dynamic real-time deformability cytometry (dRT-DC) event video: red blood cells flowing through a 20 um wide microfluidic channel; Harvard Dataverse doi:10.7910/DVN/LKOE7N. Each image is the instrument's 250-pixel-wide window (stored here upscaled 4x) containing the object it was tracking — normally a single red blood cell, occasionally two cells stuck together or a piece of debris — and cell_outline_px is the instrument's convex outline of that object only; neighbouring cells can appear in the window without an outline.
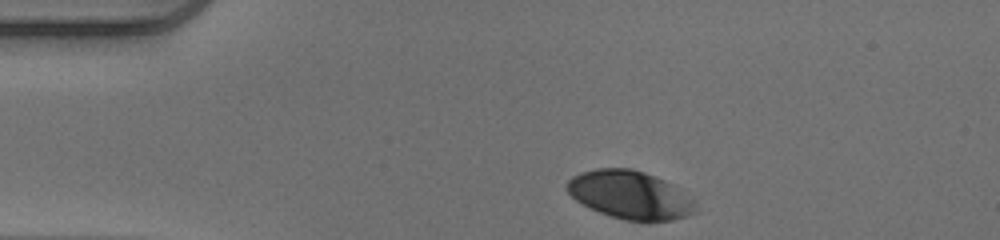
{"species": "human", "species_latin": "Homo sapiens", "temperature_condition": "warm", "stored_images_in_passage": 33, "camera_frame_rate_fps": 3000, "um_per_image_px": 0.085, "donor": {"sex": "male"}, "frame": {"image": 1, "passage_image": 1, "time_ms": 0.0, "image_size_px": [1000, 240], "cell_outline_px": [[696, 212], [688, 216], [672, 220], [624, 220], [600, 212], [576, 200], [568, 192], [564, 184], [572, 176], [580, 172], [596, 168], [632, 168], [656, 176], [672, 184], [696, 200]], "centroid_in_image_um": [53.57, 16.55], "position_along_channel_um": 31.4, "area_um2": 36.07}}
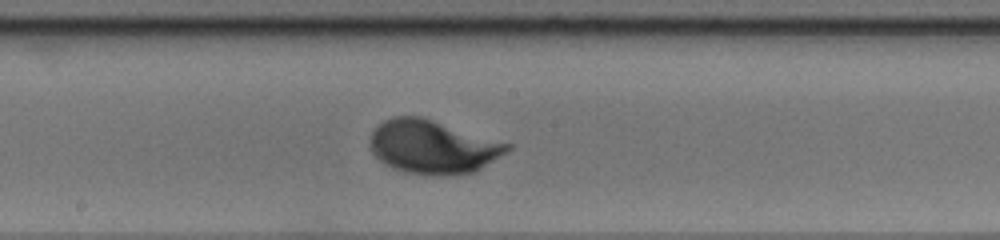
{"frame": {"image": 2, "passage_image": 19, "time_ms": 6.0, "image_size_px": [1000, 240], "cell_outline_px": [[512, 148], [476, 172], [444, 176], [440, 176], [404, 172], [392, 168], [384, 164], [372, 152], [368, 144], [372, 132], [384, 120], [392, 116], [420, 116], [512, 144]], "centroid_in_image_um": [36.78, 12.49], "position_along_channel_um": 211.4, "area_um2": 42.89}}
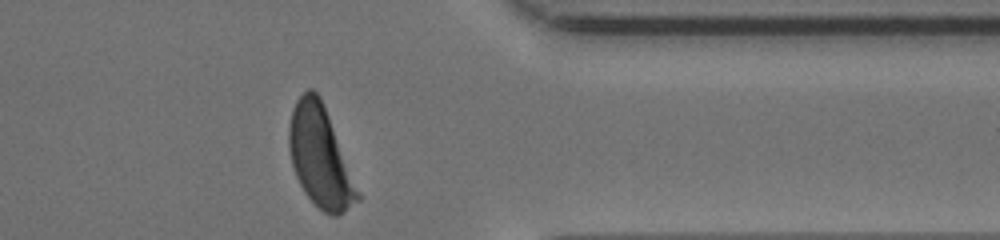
{"frame": {"image": 3, "passage_image": 33, "time_ms": 10.667, "image_size_px": [1000, 240], "cell_outline_px": [[360, 200], [344, 212], [336, 216], [332, 216], [324, 212], [304, 192], [296, 176], [292, 164], [288, 148], [288, 128], [292, 108], [296, 100], [308, 88], [312, 88], [320, 96], [360, 192]], "centroid_in_image_um": [27.2, 13.32], "position_along_channel_um": 384.2, "area_um2": 40.0}, "authors_computed_cell_mechanics": {"area_um2": 41.1536, "velocity_mm_per_s": 3.9389, "shape_relaxation_time_tau1_ms": 2.7642, "shape_relaxation_time_tau2_ms": null, "deformation_change_tau1": 0.1664, "deformation_change_tau2": null}}